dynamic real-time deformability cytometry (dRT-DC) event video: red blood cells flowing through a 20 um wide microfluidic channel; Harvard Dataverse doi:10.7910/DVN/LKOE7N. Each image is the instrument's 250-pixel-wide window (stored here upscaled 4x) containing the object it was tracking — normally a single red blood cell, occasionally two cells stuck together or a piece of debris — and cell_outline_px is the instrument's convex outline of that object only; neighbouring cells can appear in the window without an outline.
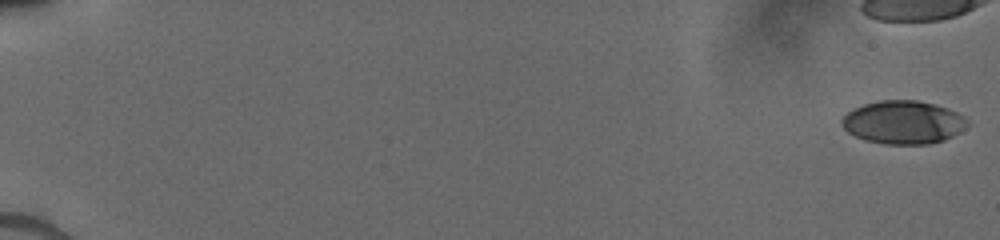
{"species": "human", "species_latin": "Homo sapiens", "temperature_condition": "cold", "stored_images_in_passage": 48, "camera_frame_rate_fps": 3000, "um_per_image_px": 0.085, "donor": {"sex": "male"}, "frame": {"image": 1, "passage_image": 1, "time_ms": 0.0, "image_size_px": [1000, 240], "cell_outline_px": [[968, 124], [960, 132], [944, 140], [932, 144], [884, 144], [864, 140], [848, 132], [844, 128], [840, 120], [852, 108], [864, 104], [880, 100], [916, 100], [936, 104], [948, 108], [964, 116], [968, 120]], "centroid_in_image_um": [76.78, 10.39], "position_along_channel_um": 8.2, "area_um2": 31.79}}